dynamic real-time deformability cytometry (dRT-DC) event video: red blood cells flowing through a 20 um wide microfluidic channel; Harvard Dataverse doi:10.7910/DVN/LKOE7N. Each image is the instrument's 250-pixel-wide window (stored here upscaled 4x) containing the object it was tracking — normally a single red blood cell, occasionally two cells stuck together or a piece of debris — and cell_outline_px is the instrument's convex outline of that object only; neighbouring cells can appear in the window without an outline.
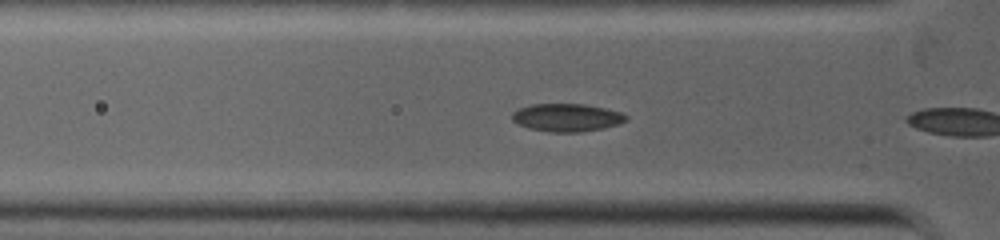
{"species": "common noctule bat (a hibernating species)", "species_latin": "Nyctalus noctula", "temperature_condition": "warm", "stored_images_in_passage": 12, "camera_frame_rate_fps": 5000, "um_per_image_px": 0.085, "animal": {"sex": "female", "body_mass_g": 19.0, "forearm_length_mm": 53.3}, "frame": {"image": 1, "passage_image": 9, "time_ms": 1.2, "image_size_px": [1000, 240], "cell_outline_px": [[628, 120], [620, 124], [604, 128], [580, 132], [548, 132], [528, 128], [512, 120], [512, 112], [520, 108], [532, 104], [584, 104], [624, 112], [628, 116]], "centroid_in_image_um": [48.23, 9.99], "position_along_channel_um": 77.6, "area_um2": 18.67}}